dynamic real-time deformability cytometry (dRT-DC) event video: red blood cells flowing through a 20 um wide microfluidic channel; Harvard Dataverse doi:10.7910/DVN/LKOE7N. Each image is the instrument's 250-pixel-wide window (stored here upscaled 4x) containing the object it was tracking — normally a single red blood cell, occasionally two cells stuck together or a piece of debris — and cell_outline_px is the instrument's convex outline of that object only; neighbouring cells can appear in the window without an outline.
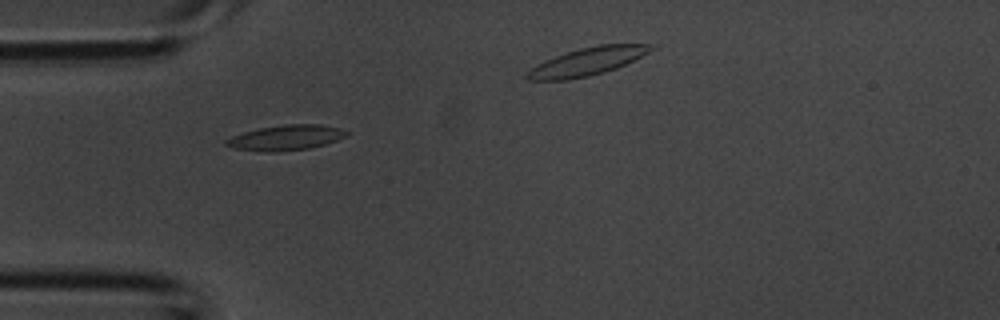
{"species": "common noctule bat (a hibernating species)", "species_latin": "Nyctalus noctula", "temperature_condition": "room temperature", "stored_images_in_passage": 3, "camera_frame_rate_fps": 3000, "um_per_image_px": 0.085, "animal": {"sex": "male", "body_mass_g": 20.1, "forearm_length_mm": 53.5}, "frame": {"image": 1, "passage_image": 1, "time_ms": 0.0, "image_size_px": [1000, 320], "cell_outline_px": [[348, 132], [344, 136], [336, 140], [324, 144], [308, 148], [280, 152], [264, 152], [236, 148], [224, 144], [224, 140], [232, 136], [244, 132], [260, 128], [284, 124], [320, 124], [340, 128]], "centroid_in_image_um": [24.27, 11.7], "position_along_channel_um": 60.7, "area_um2": 17.51}}
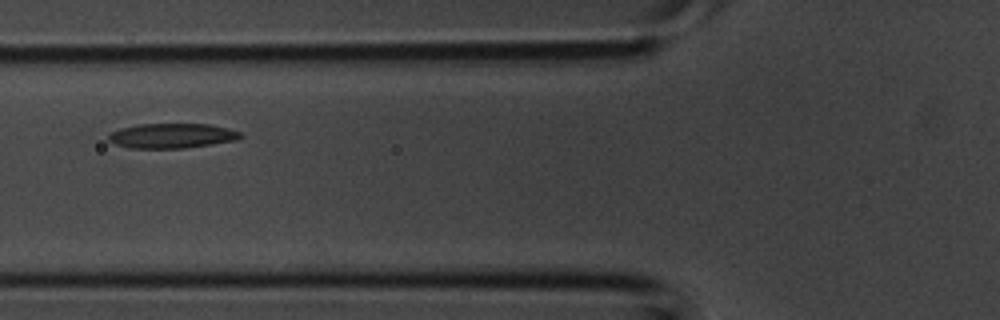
{"frame": {"image": 2, "passage_image": 3, "time_ms": 0.667, "image_size_px": [1000, 320], "cell_outline_px": [[244, 136], [236, 140], [212, 144], [184, 148], [128, 148], [116, 144], [108, 140], [108, 136], [112, 132], [120, 128], [140, 124], [208, 124], [228, 128], [240, 132]], "centroid_in_image_um": [14.62, 11.54], "position_along_channel_um": 111.2, "area_um2": 19.02}}